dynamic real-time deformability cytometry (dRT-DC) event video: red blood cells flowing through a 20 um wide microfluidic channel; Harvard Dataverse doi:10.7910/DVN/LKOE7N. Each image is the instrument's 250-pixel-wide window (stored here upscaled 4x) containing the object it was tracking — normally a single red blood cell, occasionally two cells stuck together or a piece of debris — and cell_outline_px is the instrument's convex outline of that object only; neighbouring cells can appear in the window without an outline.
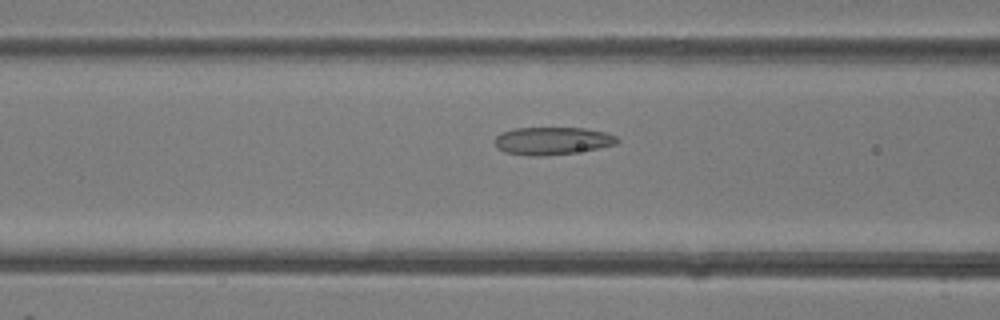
{"species": "common noctule bat (a hibernating species)", "species_latin": "Nyctalus noctula", "temperature_condition": "room temperature", "stored_images_in_passage": 30, "camera_frame_rate_fps": 3000, "um_per_image_px": 0.085, "animal": {"sex": "female"}, "frame": {"image": 1, "passage_image": 10, "time_ms": 3.0, "image_size_px": [1000, 320], "cell_outline_px": [[620, 140], [616, 144], [596, 148], [572, 152], [544, 156], [528, 156], [504, 152], [496, 148], [496, 136], [500, 132], [512, 128], [584, 128], [604, 132], [616, 136]], "centroid_in_image_um": [46.89, 11.96], "position_along_channel_um": 119.7, "area_um2": 19.65}}
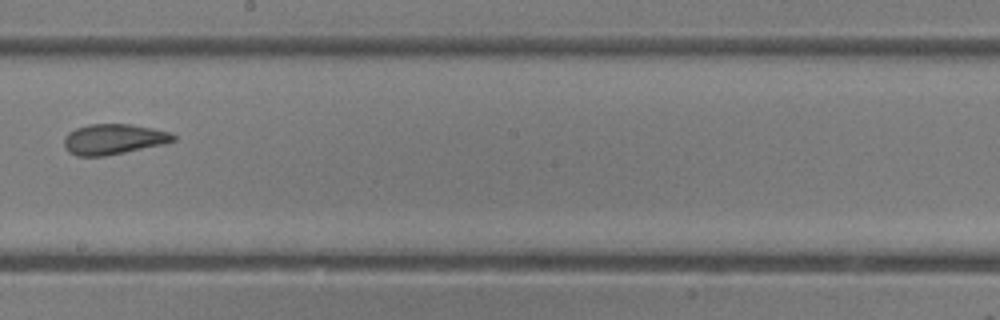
{"frame": {"image": 2, "passage_image": 17, "time_ms": 5.333, "image_size_px": [1000, 320], "cell_outline_px": [[176, 140], [164, 144], [104, 156], [76, 156], [68, 152], [64, 148], [64, 136], [68, 132], [76, 128], [88, 124], [128, 124], [152, 128], [172, 132], [176, 136]], "centroid_in_image_um": [9.63, 11.83], "position_along_channel_um": 238.6, "area_um2": 19.48}}
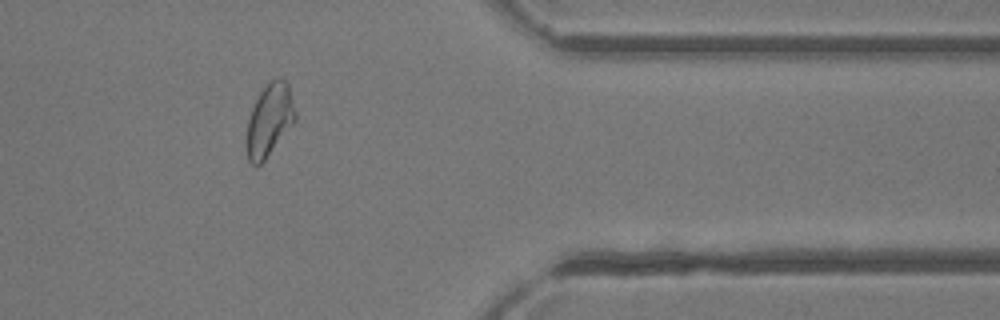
{"frame": {"image": 3, "passage_image": 27, "time_ms": 8.667, "image_size_px": [1000, 320], "cell_outline_px": [[296, 120], [264, 160], [256, 168], [248, 160], [244, 144], [244, 140], [248, 120], [252, 108], [260, 92], [276, 76], [280, 76], [288, 84], [296, 112]], "centroid_in_image_um": [22.87, 10.23], "position_along_channel_um": 388.5, "area_um2": 20.69}}